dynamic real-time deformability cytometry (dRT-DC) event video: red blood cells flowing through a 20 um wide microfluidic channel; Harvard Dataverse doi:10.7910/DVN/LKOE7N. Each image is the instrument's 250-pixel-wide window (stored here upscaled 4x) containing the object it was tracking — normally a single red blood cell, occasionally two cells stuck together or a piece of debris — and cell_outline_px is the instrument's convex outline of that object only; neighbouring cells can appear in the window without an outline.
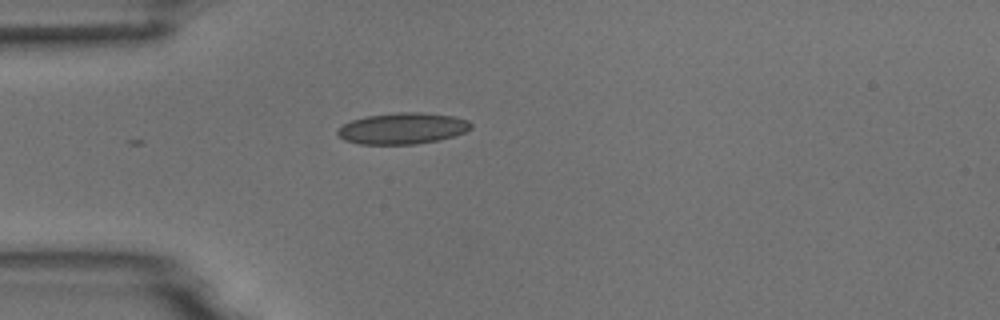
{"species": "common noctule bat (a hibernating species)", "species_latin": "Nyctalus noctula", "temperature_condition": "room temperature", "stored_images_in_passage": 5, "camera_frame_rate_fps": 3000, "um_per_image_px": 0.085, "animal": {"sex": "male", "body_mass_g": 18.8}, "frame": {"image": 1, "passage_image": 1, "time_ms": 0.0, "image_size_px": [1000, 320], "cell_outline_px": [[472, 128], [464, 132], [440, 140], [416, 144], [360, 144], [344, 140], [336, 132], [344, 124], [352, 120], [368, 116], [396, 112], [420, 112], [452, 116], [468, 120], [472, 124]], "centroid_in_image_um": [34.23, 10.92], "position_along_channel_um": 50.8, "area_um2": 24.16}}